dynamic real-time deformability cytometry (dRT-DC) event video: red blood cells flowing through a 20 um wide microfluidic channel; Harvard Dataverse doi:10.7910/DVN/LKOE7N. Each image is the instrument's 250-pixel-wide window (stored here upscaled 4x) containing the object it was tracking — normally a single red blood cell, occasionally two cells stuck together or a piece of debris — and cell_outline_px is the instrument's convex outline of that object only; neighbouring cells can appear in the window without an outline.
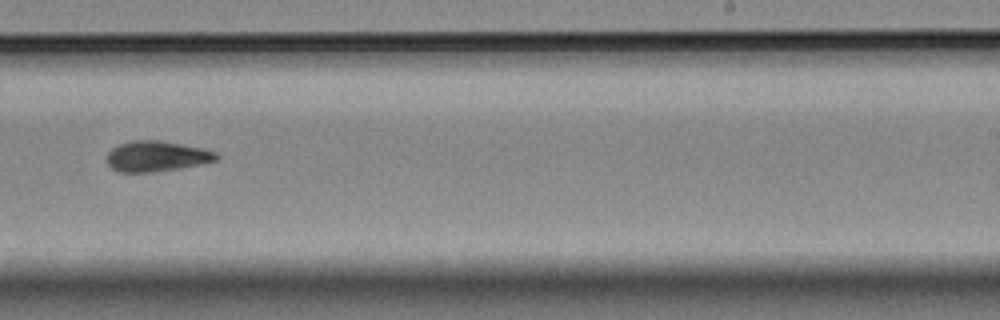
{"species": "Egyptian fruit bat (a non-hibernating species)", "species_latin": "Rousettus aegyptiacus", "temperature_condition": "room temperature", "stored_images_in_passage": 16, "camera_frame_rate_fps": 3000, "um_per_image_px": 0.085, "animal": {"sex": "female"}, "frame": {"image": 1, "passage_image": 10, "time_ms": 3.0, "image_size_px": [1000, 320], "cell_outline_px": [[220, 156], [216, 160], [200, 164], [180, 168], [152, 172], [116, 172], [108, 164], [108, 152], [112, 148], [120, 144], [132, 140], [160, 140], [200, 148], [216, 152]], "centroid_in_image_um": [13.29, 13.28], "position_along_channel_um": 275.7, "area_um2": 19.31}}
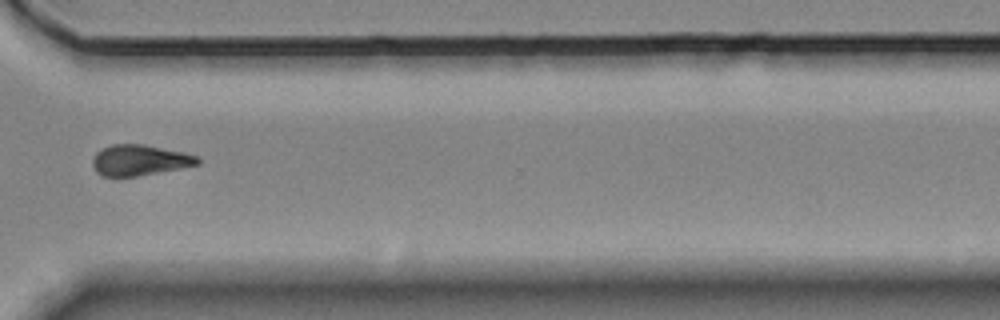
{"frame": {"image": 2, "passage_image": 12, "time_ms": 3.667, "image_size_px": [1000, 320], "cell_outline_px": [[200, 164], [180, 168], [136, 176], [100, 176], [96, 172], [92, 164], [92, 160], [96, 152], [112, 144], [144, 144], [184, 152], [196, 156], [200, 160]], "centroid_in_image_um": [11.85, 13.61], "position_along_channel_um": 358.8, "area_um2": 18.73}}